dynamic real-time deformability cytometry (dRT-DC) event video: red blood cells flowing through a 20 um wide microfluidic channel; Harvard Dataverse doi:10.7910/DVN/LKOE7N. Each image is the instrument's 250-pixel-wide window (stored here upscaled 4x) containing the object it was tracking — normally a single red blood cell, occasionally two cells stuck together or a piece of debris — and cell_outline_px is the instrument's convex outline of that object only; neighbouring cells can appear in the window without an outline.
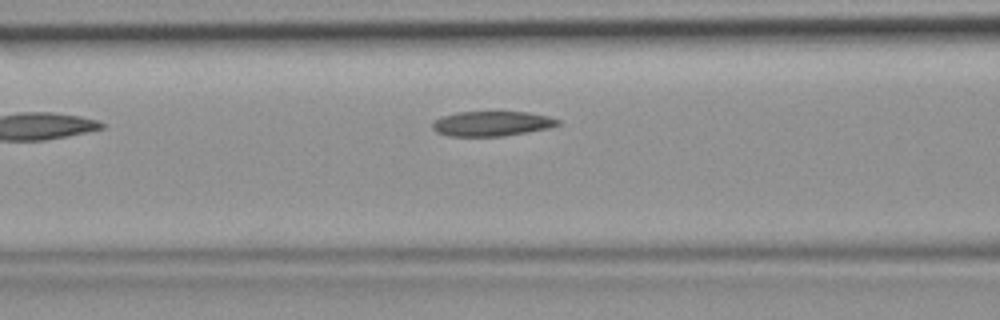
{"species": "common noctule bat (a hibernating species)", "species_latin": "Nyctalus noctula", "temperature_condition": "room temperature", "stored_images_in_passage": 4, "camera_frame_rate_fps": 3000, "um_per_image_px": 0.085, "animal": {"sex": "female", "body_mass_g": 19.9}, "frame": {"image": 1, "passage_image": 4, "time_ms": 1.0, "image_size_px": [1000, 320], "cell_outline_px": [[560, 124], [548, 128], [504, 136], [448, 136], [436, 132], [432, 128], [432, 124], [440, 116], [456, 112], [528, 112], [548, 116], [560, 120]], "centroid_in_image_um": [41.78, 10.5], "position_along_channel_um": 124.8, "area_um2": 18.21}}